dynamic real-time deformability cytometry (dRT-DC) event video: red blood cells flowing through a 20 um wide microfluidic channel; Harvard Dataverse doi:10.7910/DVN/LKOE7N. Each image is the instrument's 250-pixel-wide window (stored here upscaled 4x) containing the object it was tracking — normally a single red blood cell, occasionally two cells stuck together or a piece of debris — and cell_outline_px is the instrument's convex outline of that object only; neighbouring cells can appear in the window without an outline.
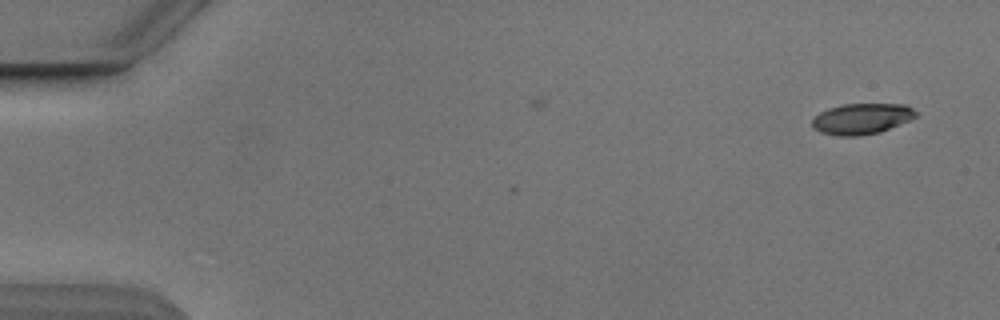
{"species": "Egyptian fruit bat (a non-hibernating species)", "species_latin": "Rousettus aegyptiacus", "temperature_condition": "cold", "stored_images_in_passage": 3, "camera_frame_rate_fps": 3000, "um_per_image_px": 0.085, "animal": {"sex": "male"}, "frame": {"image": 1, "passage_image": 3, "time_ms": 2.333, "image_size_px": [1000, 320], "cell_outline_px": [[916, 116], [908, 120], [880, 132], [860, 136], [840, 136], [820, 132], [812, 128], [812, 116], [828, 108], [840, 104], [904, 104], [912, 108], [916, 112]], "centroid_in_image_um": [73.18, 10.09], "position_along_channel_um": 11.8, "area_um2": 18.67}}